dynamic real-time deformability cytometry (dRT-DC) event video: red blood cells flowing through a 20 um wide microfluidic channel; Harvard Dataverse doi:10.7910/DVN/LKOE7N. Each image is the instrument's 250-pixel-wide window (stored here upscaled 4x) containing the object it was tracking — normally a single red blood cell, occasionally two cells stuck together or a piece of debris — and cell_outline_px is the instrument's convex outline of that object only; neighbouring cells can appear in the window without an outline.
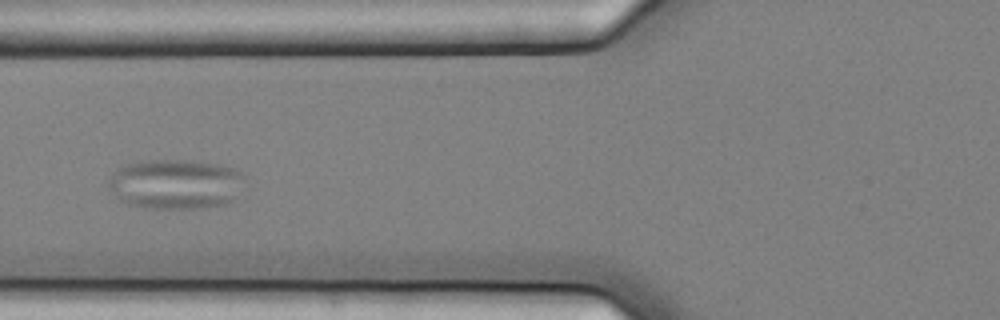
{"species": "common noctule bat (a hibernating species)", "species_latin": "Nyctalus noctula", "temperature_condition": "cold", "stored_images_in_passage": 35, "camera_frame_rate_fps": 3000, "um_per_image_px": 0.085, "animal": {"sex": "female", "body_mass_g": 25.1}, "frame": {"image": 1, "passage_image": 10, "time_ms": 3.0, "image_size_px": [1000, 320], "cell_outline_px": [[244, 176], [240, 200], [228, 204], [200, 208], [148, 208], [128, 204], [120, 200], [108, 184], [108, 180], [112, 172], [124, 164], [136, 160], [184, 160], [220, 164], [244, 172]], "centroid_in_image_um": [14.99, 15.64], "position_along_channel_um": 110.8, "area_um2": 40.4}}